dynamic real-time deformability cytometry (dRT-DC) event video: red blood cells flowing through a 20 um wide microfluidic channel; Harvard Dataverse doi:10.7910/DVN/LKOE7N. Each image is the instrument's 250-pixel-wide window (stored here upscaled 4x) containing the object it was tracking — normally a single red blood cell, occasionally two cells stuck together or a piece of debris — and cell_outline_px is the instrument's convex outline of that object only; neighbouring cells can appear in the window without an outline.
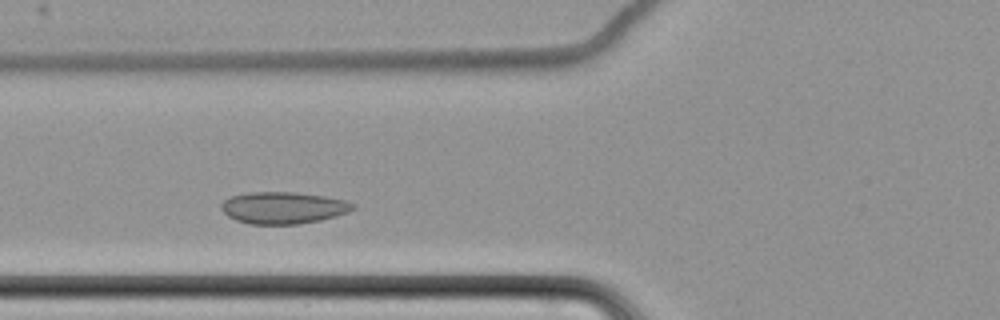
{"species": "common noctule bat (a hibernating species)", "species_latin": "Nyctalus noctula", "temperature_condition": "cold", "stored_images_in_passage": 9, "camera_frame_rate_fps": 3000, "um_per_image_px": 0.085, "animal": {"sex": "female", "body_mass_g": 22.7, "forearm_length_mm": 54.2}, "frame": {"image": 1, "passage_image": 3, "time_ms": 2.333, "image_size_px": [1000, 320], "cell_outline_px": [[356, 208], [348, 212], [336, 216], [320, 220], [296, 224], [248, 224], [236, 220], [228, 216], [220, 208], [220, 204], [224, 200], [232, 196], [248, 192], [296, 192], [324, 196], [344, 200], [356, 204]], "centroid_in_image_um": [24.07, 17.66], "position_along_channel_um": 101.7, "area_um2": 24.51}}
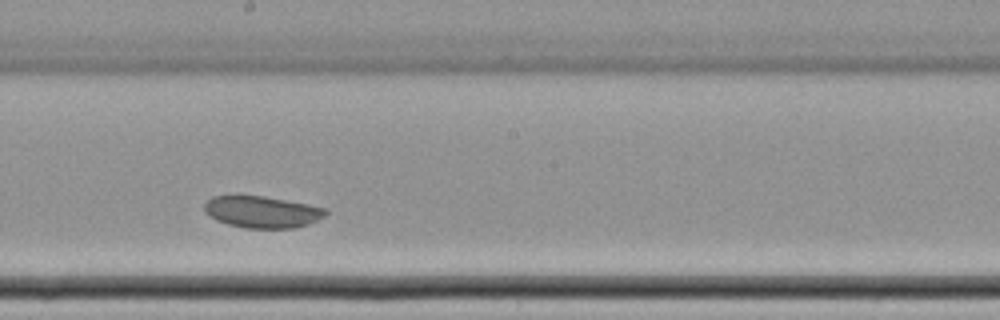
{"frame": {"image": 2, "passage_image": 6, "time_ms": 6.0, "image_size_px": [1000, 320], "cell_outline_px": [[328, 212], [324, 216], [308, 224], [292, 228], [244, 228], [228, 224], [216, 220], [208, 216], [204, 212], [204, 204], [212, 196], [236, 192], [264, 196], [308, 204], [328, 208]], "centroid_in_image_um": [22.2, 17.96], "position_along_channel_um": 226.0, "area_um2": 23.18}}
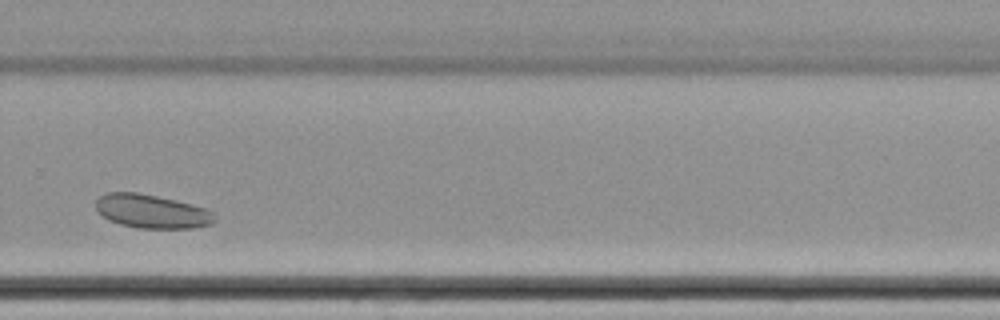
{"frame": {"image": 3, "passage_image": 8, "time_ms": 8.667, "image_size_px": [1000, 320], "cell_outline_px": [[216, 220], [212, 224], [192, 228], [136, 228], [120, 224], [108, 220], [96, 208], [96, 200], [104, 192], [136, 192], [176, 200], [208, 208], [216, 212]], "centroid_in_image_um": [12.95, 17.96], "position_along_channel_um": 316.9, "area_um2": 23.58}}